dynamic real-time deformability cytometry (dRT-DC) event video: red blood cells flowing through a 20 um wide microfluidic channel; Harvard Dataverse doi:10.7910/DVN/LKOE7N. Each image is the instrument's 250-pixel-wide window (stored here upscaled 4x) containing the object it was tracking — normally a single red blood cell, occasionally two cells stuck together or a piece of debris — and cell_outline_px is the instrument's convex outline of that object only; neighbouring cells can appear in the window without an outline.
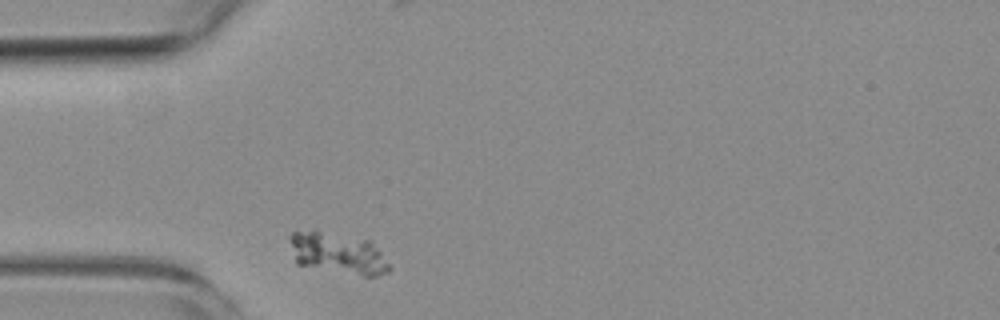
{"species": "common noctule bat (a hibernating species)", "species_latin": "Nyctalus noctula", "temperature_condition": "room temperature", "stored_images_in_passage": 1, "camera_frame_rate_fps": 3000, "um_per_image_px": 0.085, "animal": {"sex": "female", "body_mass_g": 19.3, "forearm_length_mm": 54.1}, "frame": {"image": 1, "passage_image": 1, "time_ms": 0.0, "image_size_px": [1000, 320], "cell_outline_px": [[392, 268], [388, 272], [376, 276], [364, 276], [296, 264], [292, 244], [292, 232], [312, 228], [372, 240]], "centroid_in_image_um": [28.76, 21.49], "position_along_channel_um": 56.2, "area_um2": 24.1}}